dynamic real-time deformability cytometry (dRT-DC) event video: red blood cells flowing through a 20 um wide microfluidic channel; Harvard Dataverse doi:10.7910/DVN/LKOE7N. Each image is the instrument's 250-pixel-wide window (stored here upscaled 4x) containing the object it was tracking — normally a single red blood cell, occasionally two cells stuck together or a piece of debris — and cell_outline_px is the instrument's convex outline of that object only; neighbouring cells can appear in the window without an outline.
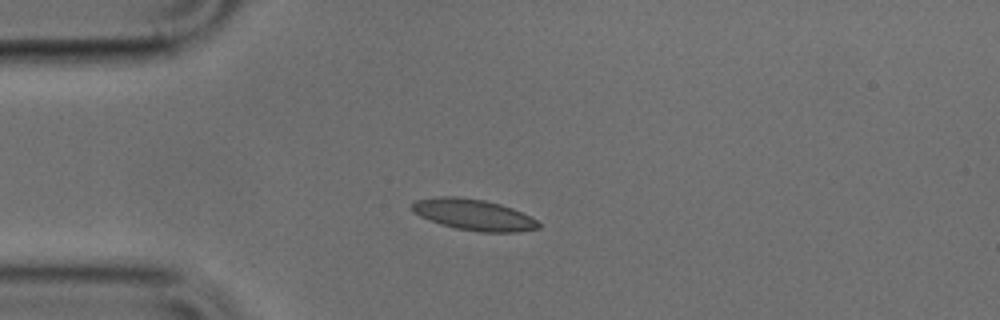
{"species": "common noctule bat (a hibernating species)", "species_latin": "Nyctalus noctula", "temperature_condition": "cold", "stored_images_in_passage": 39, "camera_frame_rate_fps": 3000, "um_per_image_px": 0.085, "animal": {"sex": "male", "body_mass_g": 17.9, "forearm_length_mm": 54.2}, "frame": {"image": 1, "passage_image": 1, "time_ms": 0.0, "image_size_px": [1000, 320], "cell_outline_px": [[540, 228], [516, 232], [480, 232], [456, 228], [440, 224], [420, 216], [412, 212], [408, 208], [408, 204], [416, 200], [440, 196], [456, 196], [484, 200], [500, 204], [512, 208], [536, 220], [540, 224]], "centroid_in_image_um": [40.18, 18.24], "position_along_channel_um": 44.8, "area_um2": 23.0}}
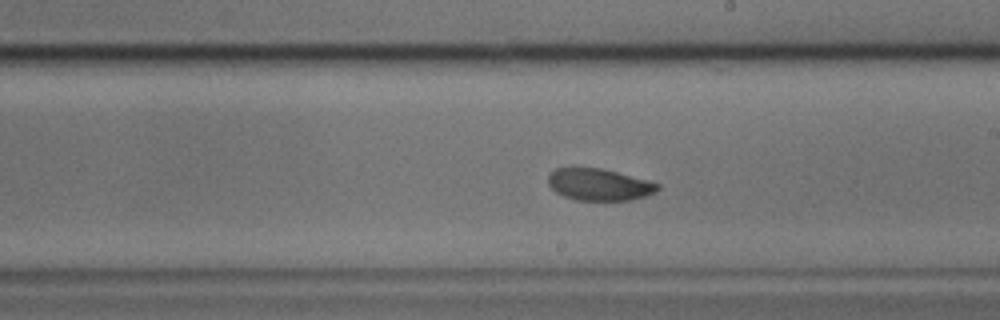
{"frame": {"image": 2, "passage_image": 17, "time_ms": 5.333, "image_size_px": [1000, 320], "cell_outline_px": [[660, 188], [656, 192], [644, 196], [628, 200], [576, 200], [564, 196], [556, 192], [548, 184], [548, 176], [556, 168], [572, 164], [600, 168], [616, 172], [660, 184]], "centroid_in_image_um": [50.85, 15.65], "position_along_channel_um": 238.2, "area_um2": 20.63}}
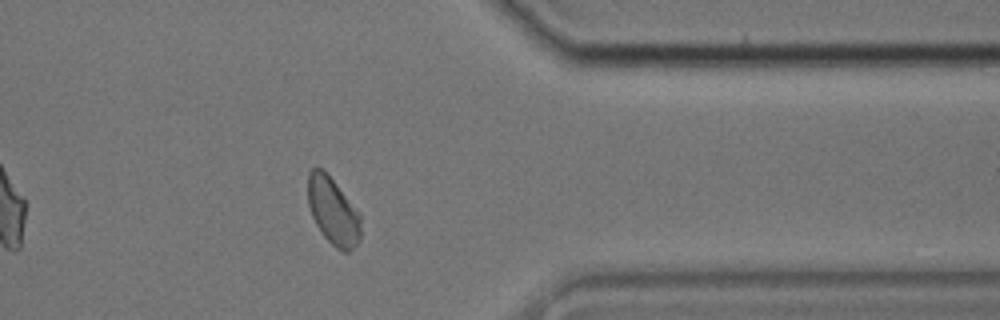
{"frame": {"image": 3, "passage_image": 29, "time_ms": 9.333, "image_size_px": [1000, 320], "cell_outline_px": [[360, 240], [348, 252], [344, 252], [336, 248], [324, 236], [316, 224], [312, 216], [308, 204], [308, 172], [312, 168], [320, 168], [336, 184], [360, 216]], "centroid_in_image_um": [28.28, 17.97], "position_along_channel_um": 383.1, "area_um2": 20.11}}